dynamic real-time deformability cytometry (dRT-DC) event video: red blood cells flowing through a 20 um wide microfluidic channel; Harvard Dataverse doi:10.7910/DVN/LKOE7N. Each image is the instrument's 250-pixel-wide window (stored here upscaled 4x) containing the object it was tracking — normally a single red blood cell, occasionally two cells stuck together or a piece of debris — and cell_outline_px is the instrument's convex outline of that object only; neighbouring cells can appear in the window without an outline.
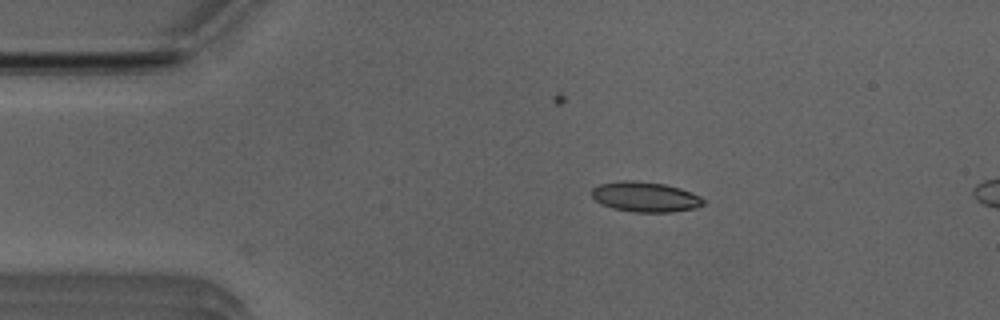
{"species": "Egyptian fruit bat (a non-hibernating species)", "species_latin": "Rousettus aegyptiacus", "temperature_condition": "room temperature", "stored_images_in_passage": 5, "camera_frame_rate_fps": 3000, "um_per_image_px": 0.085, "animal": {"sex": "male"}, "frame": {"image": 1, "passage_image": 1, "time_ms": 0.0, "image_size_px": [1000, 320], "cell_outline_px": [[704, 204], [696, 208], [672, 212], [636, 212], [612, 208], [596, 200], [592, 196], [592, 188], [600, 184], [620, 180], [636, 180], [664, 184], [680, 188], [700, 196], [704, 200]], "centroid_in_image_um": [54.86, 16.73], "position_along_channel_um": 30.1, "area_um2": 19.54}}